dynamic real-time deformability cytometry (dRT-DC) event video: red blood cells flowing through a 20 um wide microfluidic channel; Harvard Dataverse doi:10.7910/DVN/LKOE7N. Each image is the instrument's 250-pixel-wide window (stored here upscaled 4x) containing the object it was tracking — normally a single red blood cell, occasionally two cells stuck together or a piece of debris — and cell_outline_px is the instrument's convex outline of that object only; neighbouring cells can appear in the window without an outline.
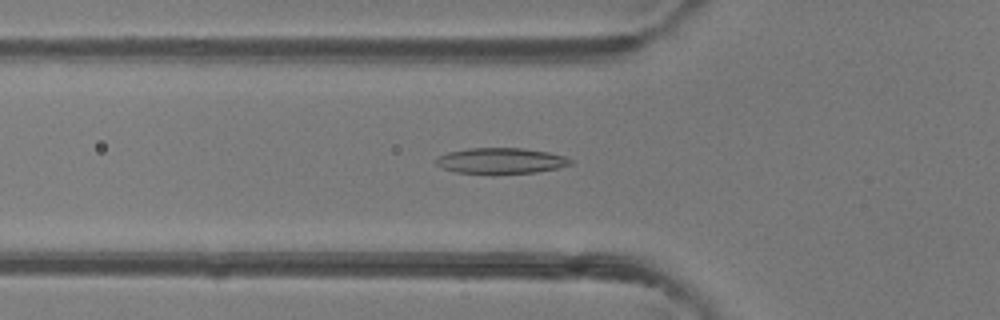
{"species": "common noctule bat (a hibernating species)", "species_latin": "Nyctalus noctula", "temperature_condition": "room temperature", "stored_images_in_passage": 41, "camera_frame_rate_fps": 3000, "um_per_image_px": 0.085, "animal": {"sex": "female"}, "frame": {"image": 1, "passage_image": 9, "time_ms": 2.667, "image_size_px": [1000, 320], "cell_outline_px": [[572, 164], [556, 168], [536, 172], [492, 176], [456, 172], [444, 168], [436, 164], [436, 160], [440, 156], [448, 152], [468, 148], [524, 148], [548, 152], [564, 156], [572, 160]], "centroid_in_image_um": [42.57, 13.7], "position_along_channel_um": 83.2, "area_um2": 20.69}}
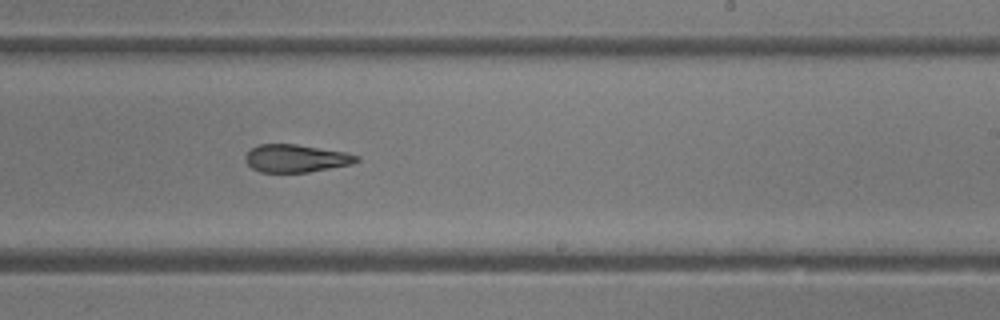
{"frame": {"image": 2, "passage_image": 22, "time_ms": 7.0, "image_size_px": [1000, 320], "cell_outline_px": [[360, 160], [352, 164], [308, 172], [260, 172], [252, 168], [244, 160], [244, 156], [252, 148], [260, 144], [296, 144], [348, 152], [360, 156]], "centroid_in_image_um": [25.18, 13.45], "position_along_channel_um": 263.8, "area_um2": 18.09}}
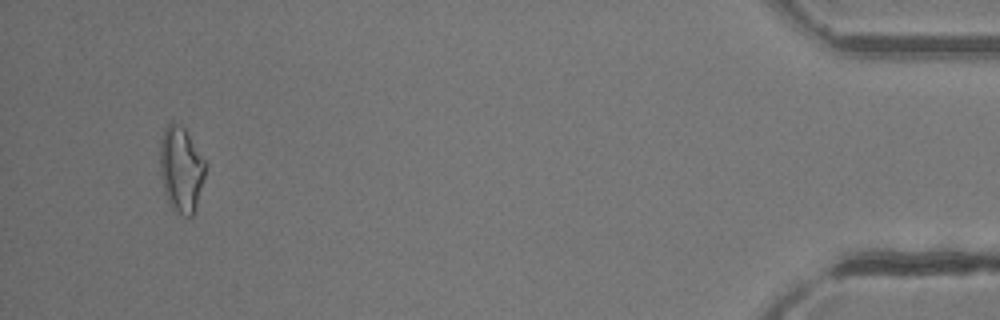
{"frame": {"image": 3, "passage_image": 39, "time_ms": 12.667, "image_size_px": [1000, 320], "cell_outline_px": [[208, 164], [196, 208], [192, 216], [184, 216], [176, 212], [172, 208], [164, 192], [160, 172], [160, 144], [164, 128], [172, 120], [180, 124], [184, 128]], "centroid_in_image_um": [15.4, 14.38], "position_along_channel_um": 419.8, "area_um2": 22.89}, "authors_computed_cell_mechanics": {"area_um2": 19.4786, "velocity_mm_per_s": 4.1517, "shape_relaxation_time_tau1_ms": null, "shape_relaxation_time_tau2_ms": 2.4001, "deformation_change_tau1": null, "deformation_change_tau2": 0.1183}}